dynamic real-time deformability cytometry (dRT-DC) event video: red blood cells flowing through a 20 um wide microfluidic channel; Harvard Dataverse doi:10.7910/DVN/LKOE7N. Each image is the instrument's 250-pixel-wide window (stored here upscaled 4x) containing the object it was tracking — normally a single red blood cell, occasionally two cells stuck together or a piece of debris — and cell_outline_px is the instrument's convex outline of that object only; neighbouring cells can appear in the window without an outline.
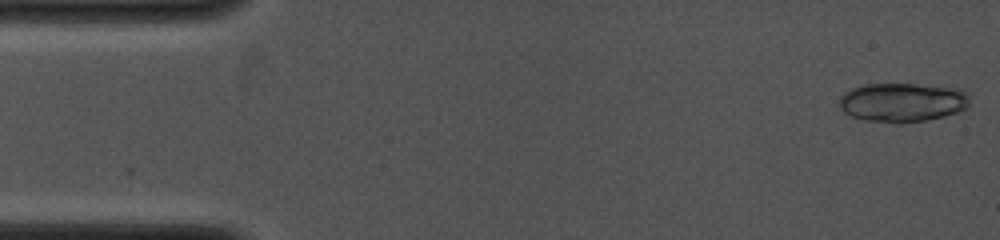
{"species": "common noctule bat (a hibernating species)", "species_latin": "Nyctalus noctula", "temperature_condition": "cold", "stored_images_in_passage": 19, "camera_frame_rate_fps": 4000, "um_per_image_px": 0.085, "animal": {"sex": "female", "body_mass_g": 19.0, "forearm_length_mm": 53.3}, "frame": {"image": 1, "passage_image": 1, "time_ms": 0.0, "image_size_px": [1000, 240], "cell_outline_px": [[968, 108], [944, 116], [924, 120], [900, 124], [864, 120], [852, 116], [844, 112], [840, 108], [840, 96], [844, 92], [852, 88], [864, 84], [916, 84], [964, 88], [968, 92]], "centroid_in_image_um": [76.72, 8.69], "position_along_channel_um": 8.3, "area_um2": 30.0}}